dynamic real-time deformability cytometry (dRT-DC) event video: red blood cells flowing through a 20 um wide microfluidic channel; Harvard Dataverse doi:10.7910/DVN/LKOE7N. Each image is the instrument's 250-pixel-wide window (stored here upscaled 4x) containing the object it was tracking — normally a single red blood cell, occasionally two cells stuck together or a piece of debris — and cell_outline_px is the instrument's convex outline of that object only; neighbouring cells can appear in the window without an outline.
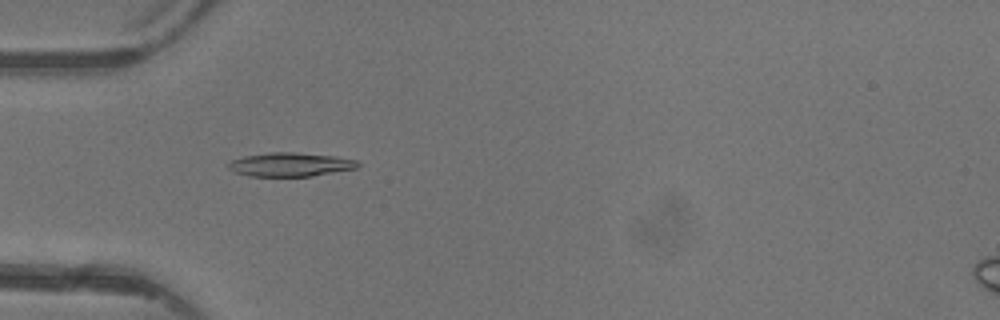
{"species": "common noctule bat (a hibernating species)", "species_latin": "Nyctalus noctula", "temperature_condition": "warm", "stored_images_in_passage": 4, "camera_frame_rate_fps": 3000, "um_per_image_px": 0.085, "animal": {"sex": "female"}, "frame": {"image": 1, "passage_image": 3, "time_ms": 2.333, "image_size_px": [1000, 320], "cell_outline_px": [[360, 164], [356, 168], [312, 176], [248, 176], [232, 172], [224, 164], [232, 160], [244, 156], [272, 152], [296, 152], [332, 156], [356, 160]], "centroid_in_image_um": [24.6, 13.99], "position_along_channel_um": 60.4, "area_um2": 17.98}}
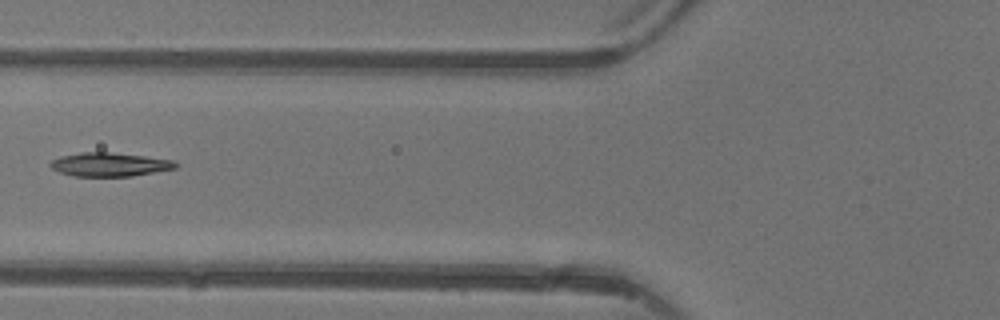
{"frame": {"image": 2, "passage_image": 4, "time_ms": 3.667, "image_size_px": [1000, 320], "cell_outline_px": [[180, 164], [176, 168], [132, 176], [76, 176], [60, 172], [52, 168], [48, 164], [52, 160], [60, 156], [80, 152], [112, 152], [144, 156], [172, 160]], "centroid_in_image_um": [9.31, 13.97], "position_along_channel_um": 116.5, "area_um2": 17.28}}